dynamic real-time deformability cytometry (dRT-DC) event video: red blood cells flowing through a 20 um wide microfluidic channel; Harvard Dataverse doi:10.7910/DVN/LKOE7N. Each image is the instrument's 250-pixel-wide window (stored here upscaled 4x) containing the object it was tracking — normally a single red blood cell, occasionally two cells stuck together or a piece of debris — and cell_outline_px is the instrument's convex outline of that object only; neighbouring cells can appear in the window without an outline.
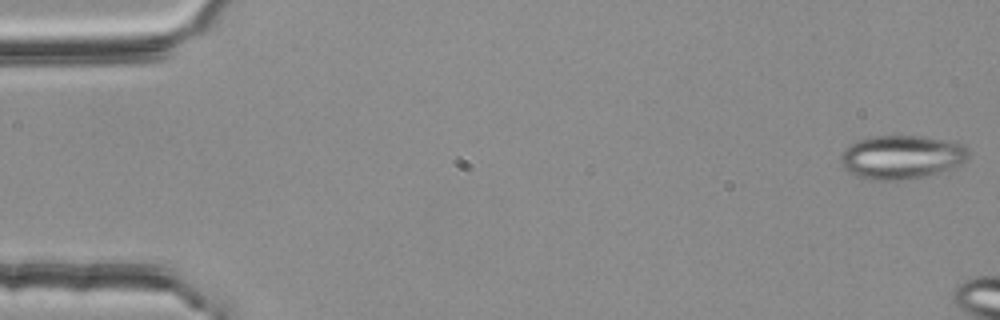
{"species": "common noctule bat (a hibernating species)", "species_latin": "Nyctalus noctula", "temperature_condition": "room temperature", "stored_images_in_passage": 7, "camera_frame_rate_fps": 3000, "um_per_image_px": 0.085, "animal": {"sex": "female", "body_mass_g": 25.1}, "frame": {"image": 1, "passage_image": 1, "time_ms": 0.0, "image_size_px": [1000, 320], "cell_outline_px": [[968, 160], [960, 164], [924, 176], [908, 180], [868, 180], [856, 176], [848, 172], [844, 168], [840, 160], [840, 156], [856, 140], [872, 136], [920, 136], [948, 140], [964, 144], [968, 148]], "centroid_in_image_um": [76.63, 13.35], "position_along_channel_um": 8.4, "area_um2": 32.54}}